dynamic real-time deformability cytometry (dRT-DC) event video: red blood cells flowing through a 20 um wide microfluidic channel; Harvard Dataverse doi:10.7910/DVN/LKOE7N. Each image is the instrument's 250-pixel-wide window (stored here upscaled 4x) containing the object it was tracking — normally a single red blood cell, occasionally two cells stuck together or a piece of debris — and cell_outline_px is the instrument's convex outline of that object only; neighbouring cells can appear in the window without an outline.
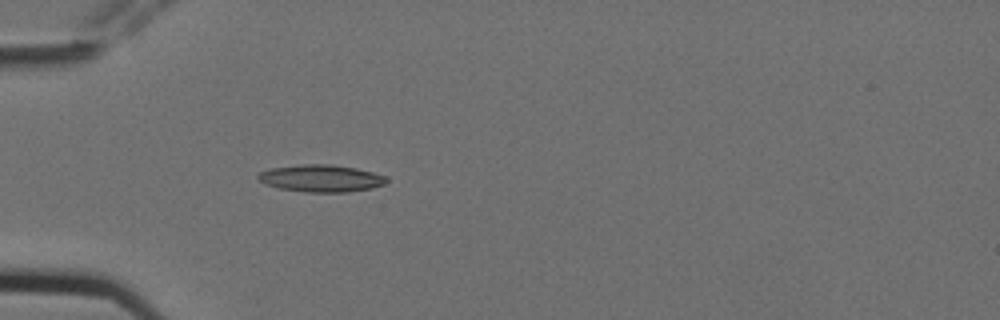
{"species": "Egyptian fruit bat (a non-hibernating species)", "species_latin": "Rousettus aegyptiacus", "temperature_condition": "cold", "stored_images_in_passage": 4, "camera_frame_rate_fps": 3000, "um_per_image_px": 0.085, "animal": {"sex": "female"}, "frame": {"image": 1, "passage_image": 4, "time_ms": 1.0, "image_size_px": [1000, 320], "cell_outline_px": [[388, 180], [384, 184], [372, 188], [348, 192], [304, 192], [280, 188], [264, 184], [256, 176], [260, 172], [272, 168], [304, 164], [332, 164], [356, 168], [388, 176]], "centroid_in_image_um": [27.32, 15.16], "position_along_channel_um": 57.7, "area_um2": 20.35}}